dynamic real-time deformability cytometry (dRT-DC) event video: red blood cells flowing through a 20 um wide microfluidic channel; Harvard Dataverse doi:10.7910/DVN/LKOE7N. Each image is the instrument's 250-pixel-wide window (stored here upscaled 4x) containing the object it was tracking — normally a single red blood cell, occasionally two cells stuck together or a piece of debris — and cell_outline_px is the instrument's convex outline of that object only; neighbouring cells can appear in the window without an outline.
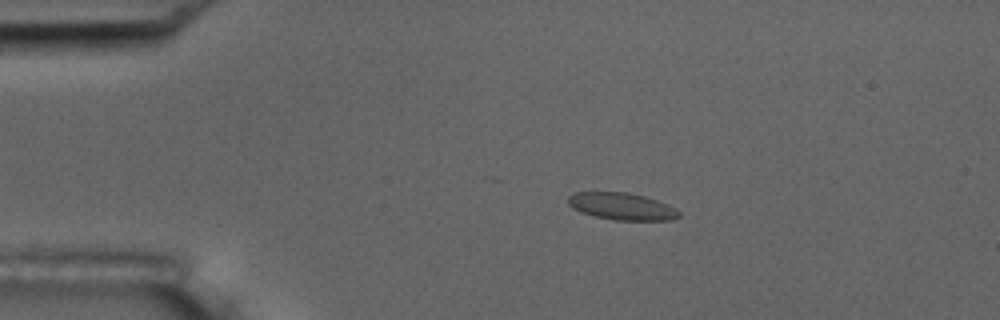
{"species": "common noctule bat (a hibernating species)", "species_latin": "Nyctalus noctula", "temperature_condition": "room temperature", "stored_images_in_passage": 14, "camera_frame_rate_fps": 3000, "um_per_image_px": 0.085, "animal": {"sex": "male", "body_mass_g": 17.5, "forearm_length_mm": 52.3}, "frame": {"image": 1, "passage_image": 3, "time_ms": 2.333, "image_size_px": [1000, 320], "cell_outline_px": [[680, 216], [672, 220], [616, 220], [596, 216], [580, 212], [572, 208], [568, 204], [568, 196], [576, 192], [628, 192], [644, 196], [668, 204], [676, 208], [680, 212]], "centroid_in_image_um": [52.86, 17.54], "position_along_channel_um": 32.1, "area_um2": 17.51}}
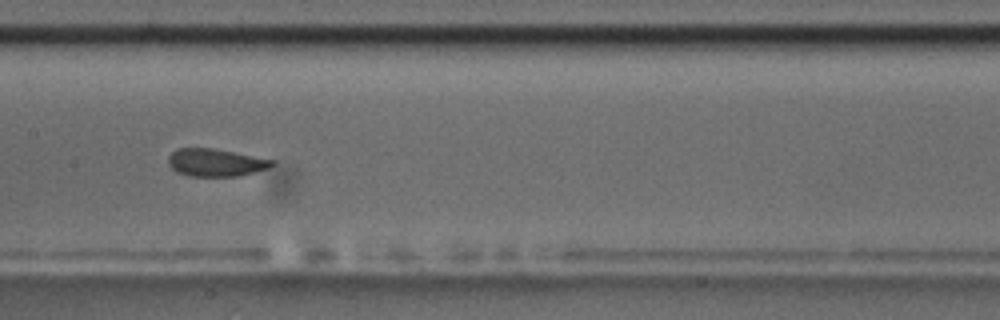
{"frame": {"image": 2, "passage_image": 7, "time_ms": 8.0, "image_size_px": [1000, 320], "cell_outline_px": [[276, 164], [268, 168], [240, 176], [188, 176], [176, 172], [168, 164], [168, 156], [176, 148], [212, 148], [276, 160]], "centroid_in_image_um": [18.33, 13.82], "position_along_channel_um": 189.1, "area_um2": 16.82}, "authors_computed_cell_mechanics": {"area_um2": 17.2244, "velocity_mm_per_s": 3.6018, "shape_relaxation_time_tau1_ms": 9.4908, "shape_relaxation_time_tau2_ms": null, "deformation_change_tau1": 0.1144, "deformation_change_tau2": null}}